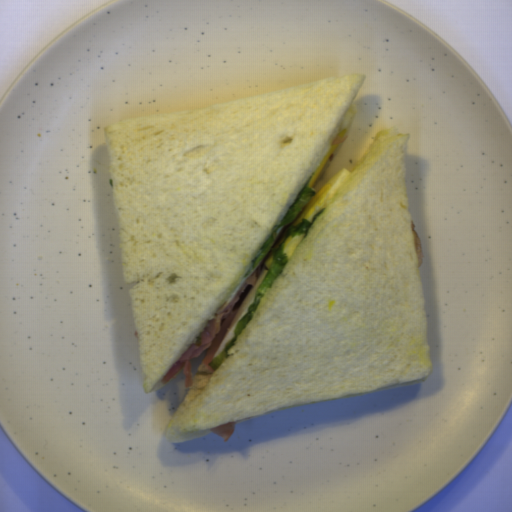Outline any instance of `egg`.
<instances>
[{
  "label": "egg",
  "mask_w": 512,
  "mask_h": 512,
  "mask_svg": "<svg viewBox=\"0 0 512 512\" xmlns=\"http://www.w3.org/2000/svg\"><path fill=\"white\" fill-rule=\"evenodd\" d=\"M337 148H338V145H335V146H332L331 149L328 151V153L323 158V160L321 161L319 166L316 168L312 178L308 182V188H310L311 190L313 189V187L315 186V184H316L318 178L320 177L323 169L325 168V166L327 165V163L329 162V160L331 159V157L333 156V154L335 153Z\"/></svg>",
  "instance_id": "egg-5"
},
{
  "label": "egg",
  "mask_w": 512,
  "mask_h": 512,
  "mask_svg": "<svg viewBox=\"0 0 512 512\" xmlns=\"http://www.w3.org/2000/svg\"><path fill=\"white\" fill-rule=\"evenodd\" d=\"M356 111L357 109L353 103L341 119L336 136L346 135L350 125L355 118Z\"/></svg>",
  "instance_id": "egg-4"
},
{
  "label": "egg",
  "mask_w": 512,
  "mask_h": 512,
  "mask_svg": "<svg viewBox=\"0 0 512 512\" xmlns=\"http://www.w3.org/2000/svg\"><path fill=\"white\" fill-rule=\"evenodd\" d=\"M274 260V254H271L269 257L266 258L265 262L263 263L262 267H261V270H260V273L258 275V278L256 280V282L254 283V285L252 286V288L250 289V291L248 292V294L246 295L243 303L241 304L239 310L237 311L234 319L232 320L229 328L227 329L225 335L223 336L212 360H214L218 355H220L223 350L225 349V347L228 345V343L230 342V340L233 338V336L235 335V328L238 324V322L244 317V315L249 311L252 303L254 302L255 300V297H256V292H257V289L258 287L261 285V283L264 281L268 271H269V268L272 264Z\"/></svg>",
  "instance_id": "egg-2"
},
{
  "label": "egg",
  "mask_w": 512,
  "mask_h": 512,
  "mask_svg": "<svg viewBox=\"0 0 512 512\" xmlns=\"http://www.w3.org/2000/svg\"><path fill=\"white\" fill-rule=\"evenodd\" d=\"M252 261H253V259L250 261V263H249L248 267L246 268L244 274L242 275V277L240 278V280L238 281V283L236 284V286L234 287L232 292L229 294V296L224 301V303L221 305V307L219 308V310L216 312L215 315H217V314H219V313H221V312H223L225 310V308L228 306V304L231 302V300L235 297V295L241 289V287L246 282V280L257 270V268L259 266L257 268H255L249 275L245 276L246 272L249 270V268L252 265Z\"/></svg>",
  "instance_id": "egg-3"
},
{
  "label": "egg",
  "mask_w": 512,
  "mask_h": 512,
  "mask_svg": "<svg viewBox=\"0 0 512 512\" xmlns=\"http://www.w3.org/2000/svg\"><path fill=\"white\" fill-rule=\"evenodd\" d=\"M351 174L352 172L344 167L332 176L299 212L291 226L299 224L303 219H307L312 222L314 215L319 210L328 207L335 193Z\"/></svg>",
  "instance_id": "egg-1"
},
{
  "label": "egg",
  "mask_w": 512,
  "mask_h": 512,
  "mask_svg": "<svg viewBox=\"0 0 512 512\" xmlns=\"http://www.w3.org/2000/svg\"><path fill=\"white\" fill-rule=\"evenodd\" d=\"M305 236L306 235H290L288 238L285 239L283 251L289 259Z\"/></svg>",
  "instance_id": "egg-6"
}]
</instances>
